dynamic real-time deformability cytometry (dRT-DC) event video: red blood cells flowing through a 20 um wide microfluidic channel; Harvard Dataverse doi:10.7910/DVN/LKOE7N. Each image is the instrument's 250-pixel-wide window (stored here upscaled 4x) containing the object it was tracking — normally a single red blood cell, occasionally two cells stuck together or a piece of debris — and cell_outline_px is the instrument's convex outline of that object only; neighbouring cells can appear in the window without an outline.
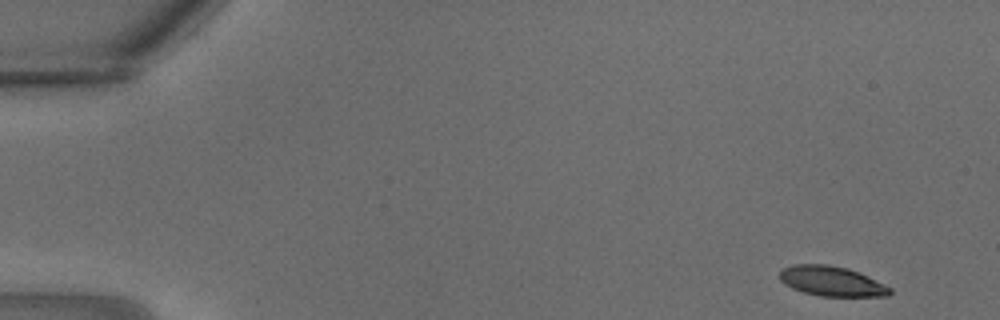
{"species": "common noctule bat (a hibernating species)", "species_latin": "Nyctalus noctula", "temperature_condition": "warm", "stored_images_in_passage": 22, "camera_frame_rate_fps": 3000, "um_per_image_px": 0.085, "animal": {"sex": "male", "body_mass_g": 18.8}, "frame": {"image": 1, "passage_image": 1, "time_ms": 0.0, "image_size_px": [1000, 320], "cell_outline_px": [[892, 292], [888, 296], [820, 296], [804, 292], [792, 288], [784, 284], [780, 280], [780, 272], [784, 268], [792, 264], [828, 264], [848, 268], [868, 276], [892, 288]], "centroid_in_image_um": [70.7, 23.9], "position_along_channel_um": 14.3, "area_um2": 19.25}}
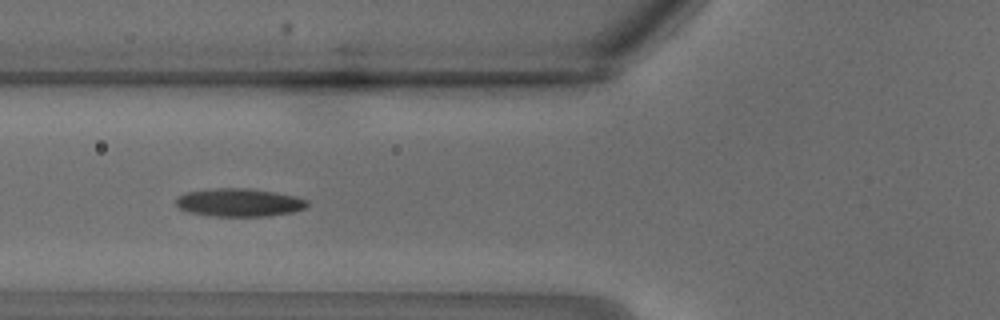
{"frame": {"image": 2, "passage_image": 11, "time_ms": 3.333, "image_size_px": [1000, 320], "cell_outline_px": [[308, 204], [304, 208], [292, 212], [268, 216], [208, 216], [188, 212], [180, 208], [176, 204], [176, 200], [184, 192], [212, 188], [248, 188], [296, 196], [308, 200]], "centroid_in_image_um": [20.31, 17.21], "position_along_channel_um": 105.5, "area_um2": 21.5}}
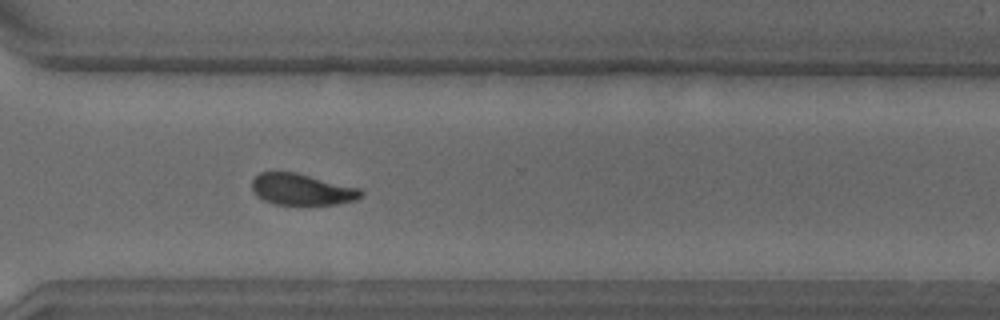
{"frame": {"image": 3, "passage_image": 22, "time_ms": 7.0, "image_size_px": [1000, 320], "cell_outline_px": [[364, 192], [356, 200], [336, 204], [276, 204], [264, 200], [256, 196], [252, 188], [252, 180], [260, 172], [296, 172], [360, 188]], "centroid_in_image_um": [25.65, 16.09], "position_along_channel_um": 344.9, "area_um2": 19.83}}